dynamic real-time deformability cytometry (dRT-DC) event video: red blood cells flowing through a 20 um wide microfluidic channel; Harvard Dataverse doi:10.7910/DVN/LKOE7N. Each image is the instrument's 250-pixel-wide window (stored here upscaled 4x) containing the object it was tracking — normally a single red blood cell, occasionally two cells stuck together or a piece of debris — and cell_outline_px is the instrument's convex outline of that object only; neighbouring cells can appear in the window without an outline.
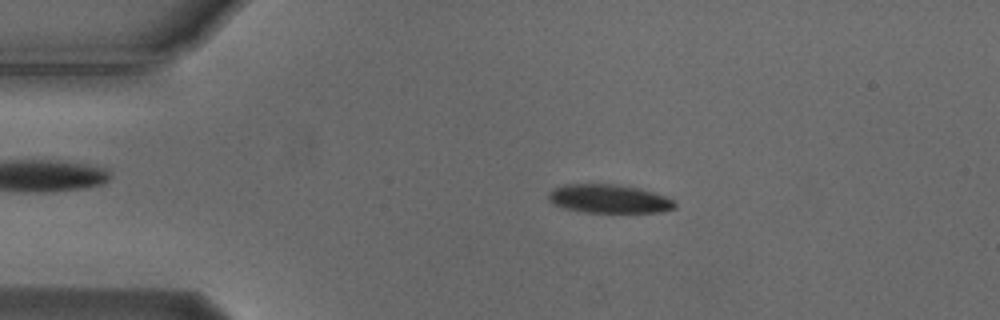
{"species": "Egyptian fruit bat (a non-hibernating species)", "species_latin": "Rousettus aegyptiacus", "temperature_condition": "cold", "stored_images_in_passage": 54, "camera_frame_rate_fps": 3000, "um_per_image_px": 0.085, "animal": {"sex": "male"}, "frame": {"image": 1, "passage_image": 10, "time_ms": 3.0, "image_size_px": [1000, 320], "cell_outline_px": [[676, 208], [664, 212], [584, 212], [564, 208], [552, 204], [548, 200], [548, 192], [552, 188], [564, 184], [612, 184], [636, 188], [652, 192], [676, 200]], "centroid_in_image_um": [51.74, 16.9], "position_along_channel_um": 33.3, "area_um2": 21.15}}
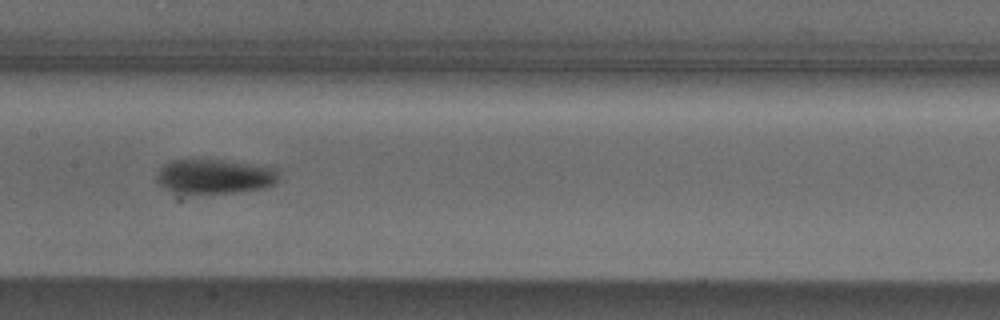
{"frame": {"image": 2, "passage_image": 26, "time_ms": 8.333, "image_size_px": [1000, 320], "cell_outline_px": [[280, 176], [276, 184], [264, 188], [232, 192], [172, 192], [164, 188], [156, 180], [156, 176], [160, 168], [164, 164], [172, 160], [220, 160], [280, 168]], "centroid_in_image_um": [18.29, 14.98], "position_along_channel_um": 189.1, "area_um2": 24.39}}
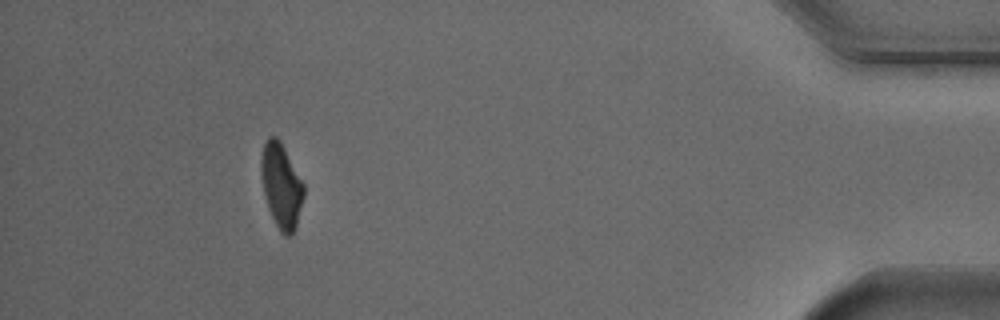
{"frame": {"image": 3, "passage_image": 49, "time_ms": 16.0, "image_size_px": [1000, 320], "cell_outline_px": [[304, 196], [296, 228], [288, 236], [284, 236], [280, 232], [268, 208], [264, 196], [260, 172], [260, 160], [264, 144], [268, 136], [276, 136], [280, 140], [304, 184]], "centroid_in_image_um": [23.9, 15.78], "position_along_channel_um": 411.3, "area_um2": 21.1}, "authors_computed_cell_mechanics": {"area_um2": 22.8021, "velocity_mm_per_s": 3.7294, "shape_relaxation_time_tau1_ms": 3.8614, "shape_relaxation_time_tau2_ms": null, "deformation_change_tau1": 0.1558, "deformation_change_tau2": null}}